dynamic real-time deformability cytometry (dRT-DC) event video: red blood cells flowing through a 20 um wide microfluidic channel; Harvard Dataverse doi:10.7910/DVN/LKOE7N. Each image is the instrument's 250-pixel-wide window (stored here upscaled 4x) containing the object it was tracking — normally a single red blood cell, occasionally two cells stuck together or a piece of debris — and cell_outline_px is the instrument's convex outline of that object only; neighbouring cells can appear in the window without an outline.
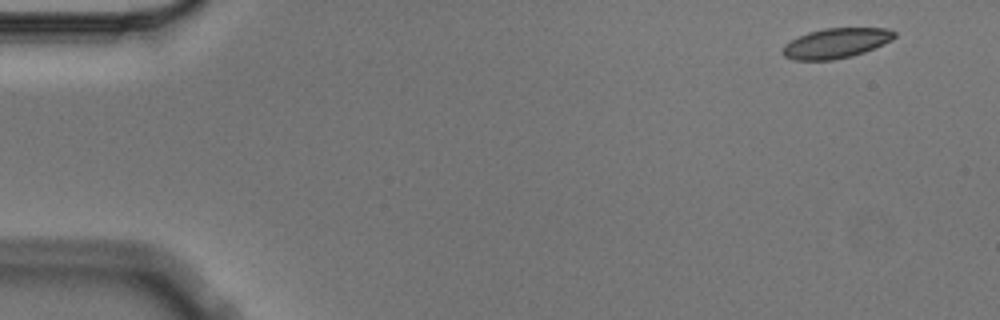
{"species": "Egyptian fruit bat (a non-hibernating species)", "species_latin": "Rousettus aegyptiacus", "temperature_condition": "cold", "stored_images_in_passage": 4, "camera_frame_rate_fps": 3000, "um_per_image_px": 0.085, "animal": {"sex": "male"}, "frame": {"image": 1, "passage_image": 1, "time_ms": 0.0, "image_size_px": [1000, 320], "cell_outline_px": [[896, 36], [892, 40], [864, 52], [852, 56], [832, 60], [796, 60], [784, 56], [780, 52], [784, 44], [808, 32], [824, 28], [888, 28], [896, 32]], "centroid_in_image_um": [71.05, 3.67], "position_along_channel_um": 13.9, "area_um2": 19.54}}
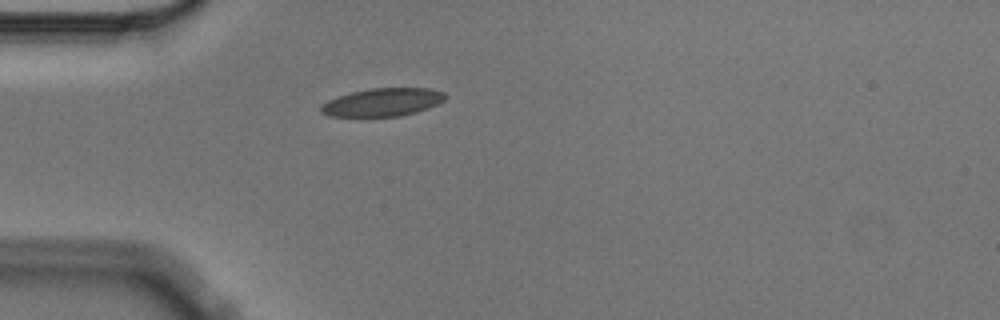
{"frame": {"image": 2, "passage_image": 4, "time_ms": 1.0, "image_size_px": [1000, 320], "cell_outline_px": [[444, 100], [428, 108], [416, 112], [400, 116], [328, 116], [320, 112], [320, 108], [328, 100], [352, 92], [372, 88], [432, 88], [444, 92]], "centroid_in_image_um": [32.53, 8.69], "position_along_channel_um": 52.5, "area_um2": 20.06}}